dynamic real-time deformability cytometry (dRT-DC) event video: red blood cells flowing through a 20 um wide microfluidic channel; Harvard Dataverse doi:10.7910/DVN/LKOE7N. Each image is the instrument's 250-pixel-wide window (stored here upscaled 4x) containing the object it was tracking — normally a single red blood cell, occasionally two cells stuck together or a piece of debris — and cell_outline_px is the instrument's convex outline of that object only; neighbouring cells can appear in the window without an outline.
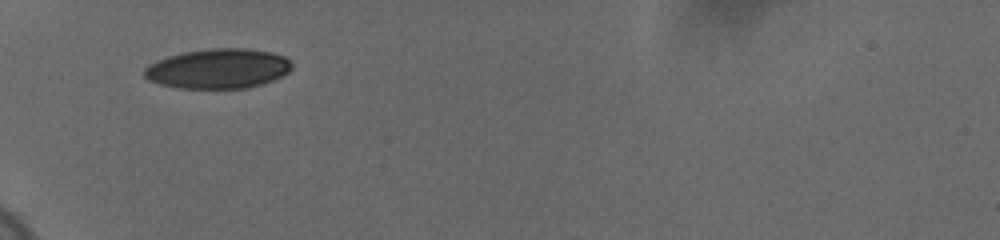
{"species": "human", "species_latin": "Homo sapiens", "temperature_condition": "cold", "stored_images_in_passage": 24, "camera_frame_rate_fps": 3000, "um_per_image_px": 0.085, "donor": {"sex": "female"}, "frame": {"image": 1, "passage_image": 1, "time_ms": 0.0, "image_size_px": [1000, 240], "cell_outline_px": [[292, 68], [284, 76], [248, 88], [176, 88], [160, 84], [148, 80], [144, 76], [144, 68], [148, 64], [156, 60], [168, 56], [184, 52], [212, 48], [244, 48], [272, 52], [284, 56], [292, 64]], "centroid_in_image_um": [18.53, 5.83], "position_along_channel_um": 66.5, "area_um2": 34.33}}
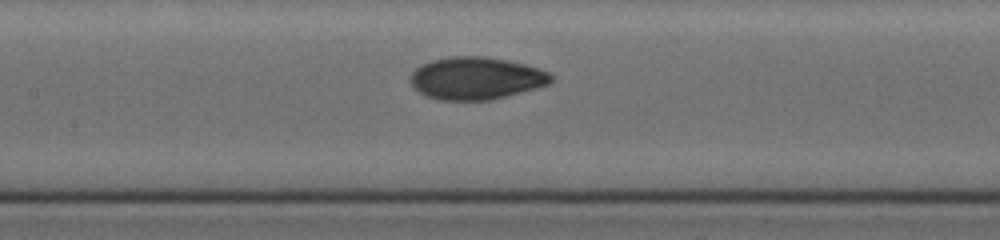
{"frame": {"image": 2, "passage_image": 16, "time_ms": 3.0, "image_size_px": [1000, 240], "cell_outline_px": [[552, 80], [548, 84], [536, 88], [488, 100], [440, 100], [424, 96], [412, 88], [408, 80], [408, 76], [420, 64], [432, 60], [452, 56], [484, 56], [508, 60], [540, 68], [552, 72]], "centroid_in_image_um": [40.41, 6.64], "position_along_channel_um": 167.0, "area_um2": 35.14}}
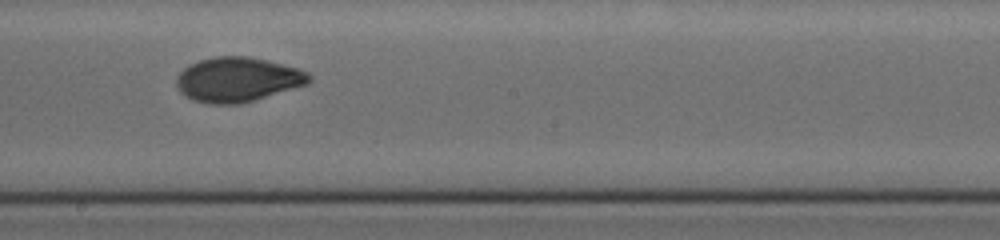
{"frame": {"image": 3, "passage_image": 21, "time_ms": 4.667, "image_size_px": [1000, 240], "cell_outline_px": [[312, 80], [308, 84], [240, 104], [208, 104], [192, 100], [180, 92], [176, 84], [176, 76], [188, 64], [200, 60], [216, 56], [248, 56], [268, 60], [296, 68], [308, 72], [312, 76]], "centroid_in_image_um": [20.18, 6.76], "position_along_channel_um": 228.0, "area_um2": 34.62}}